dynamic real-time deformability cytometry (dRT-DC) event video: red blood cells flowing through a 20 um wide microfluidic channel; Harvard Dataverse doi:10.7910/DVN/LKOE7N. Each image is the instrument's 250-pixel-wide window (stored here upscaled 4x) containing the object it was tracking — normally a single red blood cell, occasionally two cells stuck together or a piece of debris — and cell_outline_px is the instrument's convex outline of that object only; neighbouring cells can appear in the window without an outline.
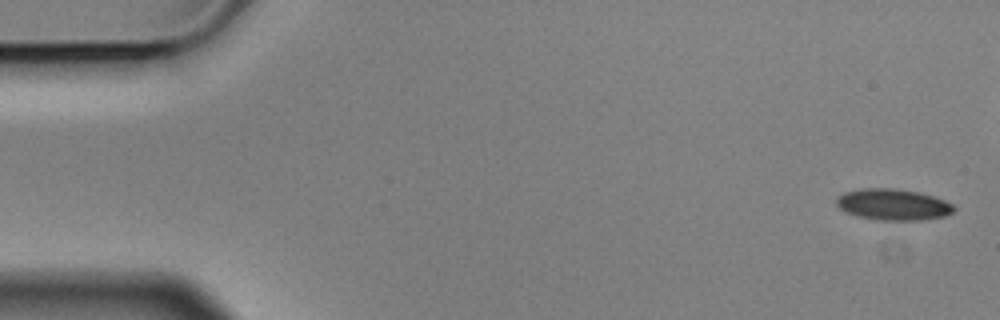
{"species": "Egyptian fruit bat (a non-hibernating species)", "species_latin": "Rousettus aegyptiacus", "temperature_condition": "cold", "stored_images_in_passage": 5, "camera_frame_rate_fps": 3000, "um_per_image_px": 0.085, "animal": {"sex": "male"}, "frame": {"image": 1, "passage_image": 1, "time_ms": 0.0, "image_size_px": [1000, 320], "cell_outline_px": [[956, 208], [952, 212], [944, 216], [920, 220], [876, 220], [844, 212], [836, 204], [836, 196], [844, 192], [860, 188], [892, 188], [920, 192], [944, 200], [952, 204]], "centroid_in_image_um": [75.87, 17.38], "position_along_channel_um": 9.1, "area_um2": 21.44}}